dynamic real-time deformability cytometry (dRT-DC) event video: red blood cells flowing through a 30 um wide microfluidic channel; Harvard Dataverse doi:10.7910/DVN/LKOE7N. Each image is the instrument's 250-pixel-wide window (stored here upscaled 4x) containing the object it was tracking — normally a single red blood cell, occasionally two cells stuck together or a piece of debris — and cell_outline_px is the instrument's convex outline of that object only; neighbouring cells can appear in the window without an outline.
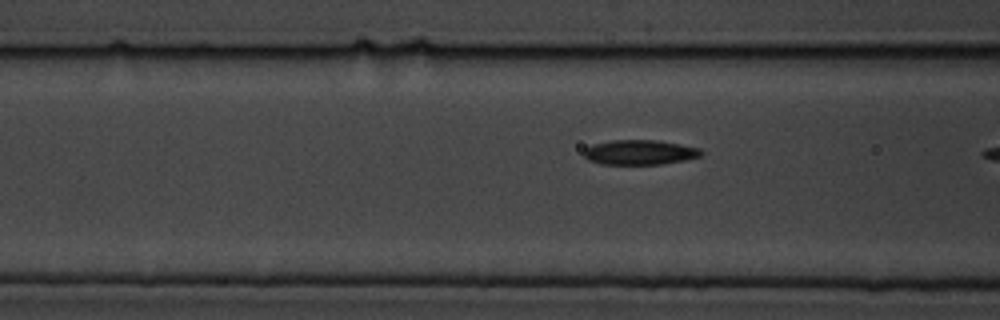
{"species": "common noctule bat (a hibernating species)", "species_latin": "Nyctalus noctula", "temperature_condition": "cold", "stored_images_in_passage": 21, "segment_of_instrument_passage": [2, 2], "camera_frame_rate_fps": 3000, "um_per_image_px": 0.085, "animal": {"sex": "male", "body_mass_g": 19.5, "forearm_length_mm": 54.6}, "frame": {"image": 1, "passage_image": 20, "time_ms": 6.333, "image_size_px": [1000, 320], "cell_outline_px": [[704, 152], [700, 156], [684, 160], [660, 164], [600, 164], [588, 160], [584, 156], [584, 148], [592, 144], [612, 140], [656, 140], [680, 144], [700, 148]], "centroid_in_image_um": [54.35, 12.94], "position_along_channel_um": 112.2, "area_um2": 16.99}}